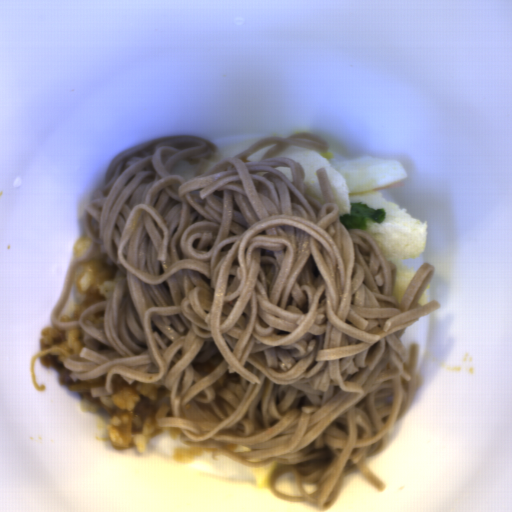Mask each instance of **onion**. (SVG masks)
Segmentation results:
<instances>
[{
  "mask_svg": "<svg viewBox=\"0 0 512 512\" xmlns=\"http://www.w3.org/2000/svg\"><path fill=\"white\" fill-rule=\"evenodd\" d=\"M111 385H112V393H115V392H120L124 387H127V386H135V385H138L140 384V380H133L132 383H128L127 381H125L122 377H120L118 374H113L111 380Z\"/></svg>",
  "mask_w": 512,
  "mask_h": 512,
  "instance_id": "23ac38db",
  "label": "onion"
},
{
  "mask_svg": "<svg viewBox=\"0 0 512 512\" xmlns=\"http://www.w3.org/2000/svg\"><path fill=\"white\" fill-rule=\"evenodd\" d=\"M43 355H53V356H56L63 363H64L65 359L70 356L68 351L63 349V348H61V347H52V348H47V349H40L33 356L32 363H31V376H32L33 384H34L36 390H42V391L45 389V386L38 384V381H37V379L35 377V369H36V362H37V360L40 357H43Z\"/></svg>",
  "mask_w": 512,
  "mask_h": 512,
  "instance_id": "6bf65262",
  "label": "onion"
},
{
  "mask_svg": "<svg viewBox=\"0 0 512 512\" xmlns=\"http://www.w3.org/2000/svg\"><path fill=\"white\" fill-rule=\"evenodd\" d=\"M114 414L120 420L115 430L122 441V447L129 448L133 424L131 411L116 409Z\"/></svg>",
  "mask_w": 512,
  "mask_h": 512,
  "instance_id": "06740285",
  "label": "onion"
},
{
  "mask_svg": "<svg viewBox=\"0 0 512 512\" xmlns=\"http://www.w3.org/2000/svg\"><path fill=\"white\" fill-rule=\"evenodd\" d=\"M107 378L108 373L93 379L81 381L80 383L75 385H67V390L72 391L74 393H91V389L105 386Z\"/></svg>",
  "mask_w": 512,
  "mask_h": 512,
  "instance_id": "55239325",
  "label": "onion"
}]
</instances>
